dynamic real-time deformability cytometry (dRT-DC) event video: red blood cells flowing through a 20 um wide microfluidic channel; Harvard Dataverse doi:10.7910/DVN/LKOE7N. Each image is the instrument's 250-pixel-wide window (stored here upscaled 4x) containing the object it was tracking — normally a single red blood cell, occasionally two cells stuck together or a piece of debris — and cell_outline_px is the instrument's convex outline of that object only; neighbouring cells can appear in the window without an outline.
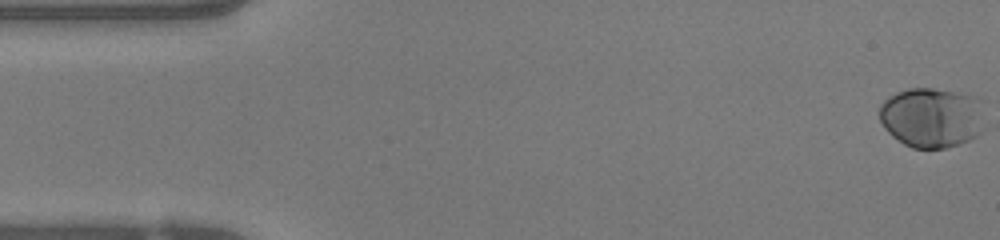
{"species": "human", "species_latin": "Homo sapiens", "temperature_condition": "warm", "stored_images_in_passage": 50, "camera_frame_rate_fps": 3000, "um_per_image_px": 0.085, "donor": {"sex": "female"}, "frame": {"image": 1, "passage_image": 1, "time_ms": 0.0, "image_size_px": [1000, 240], "cell_outline_px": [[984, 128], [976, 136], [968, 140], [944, 148], [912, 148], [904, 144], [892, 136], [884, 128], [880, 120], [880, 104], [888, 96], [896, 92], [908, 88], [932, 88], [976, 96]], "centroid_in_image_um": [79.14, 9.99], "position_along_channel_um": 5.9, "area_um2": 36.59}}
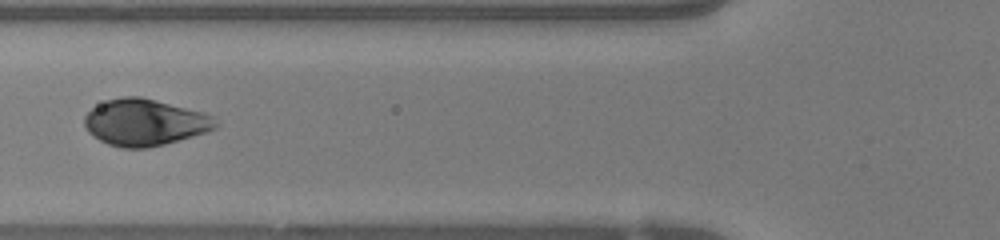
{"frame": {"image": 2, "passage_image": 19, "time_ms": 6.0, "image_size_px": [1000, 240], "cell_outline_px": [[220, 124], [216, 128], [208, 132], [164, 144], [144, 148], [124, 148], [108, 144], [92, 136], [88, 132], [84, 124], [84, 116], [92, 108], [108, 100], [124, 96], [140, 96], [204, 112], [212, 116]], "centroid_in_image_um": [12.32, 10.4], "position_along_channel_um": 113.5, "area_um2": 35.6}}
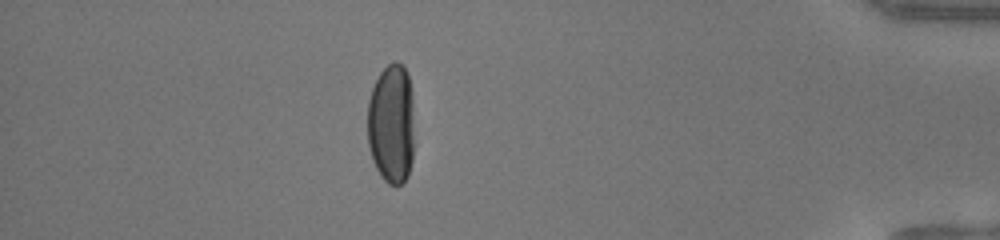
{"frame": {"image": 3, "passage_image": 44, "time_ms": 14.333, "image_size_px": [1000, 240], "cell_outline_px": [[412, 160], [408, 176], [400, 184], [388, 184], [380, 176], [372, 160], [368, 144], [368, 100], [372, 88], [380, 72], [388, 64], [396, 60], [404, 68], [408, 76], [412, 92]], "centroid_in_image_um": [33.25, 10.53], "position_along_channel_um": 402.0, "area_um2": 32.66}, "authors_computed_cell_mechanics": {"area_um2": 35.4892, "velocity_mm_per_s": 4.0662, "shape_relaxation_time_tau1_ms": 3.3445, "shape_relaxation_time_tau2_ms": null, "deformation_change_tau1": 0.1815, "deformation_change_tau2": null}}